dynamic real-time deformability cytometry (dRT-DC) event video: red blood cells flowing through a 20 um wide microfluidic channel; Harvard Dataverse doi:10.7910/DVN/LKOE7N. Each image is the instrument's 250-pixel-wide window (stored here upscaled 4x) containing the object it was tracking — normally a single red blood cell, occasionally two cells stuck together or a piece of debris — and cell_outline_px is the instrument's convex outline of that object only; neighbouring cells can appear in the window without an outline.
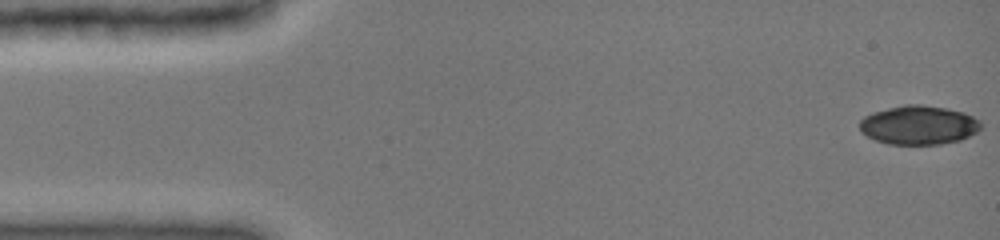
{"species": "common noctule bat (a hibernating species)", "species_latin": "Nyctalus noctula", "temperature_condition": "cold", "stored_images_in_passage": 32, "camera_frame_rate_fps": 3000, "um_per_image_px": 0.085, "animal": {"sex": "female", "body_mass_g": 19.0, "forearm_length_mm": 51.5}, "frame": {"image": 1, "passage_image": 1, "time_ms": 0.0, "image_size_px": [1000, 240], "cell_outline_px": [[980, 128], [976, 132], [960, 140], [940, 144], [888, 144], [876, 140], [860, 132], [860, 120], [864, 116], [872, 112], [904, 104], [920, 104], [944, 108], [964, 112], [980, 120]], "centroid_in_image_um": [78.06, 10.62], "position_along_channel_um": 6.9, "area_um2": 27.46}}
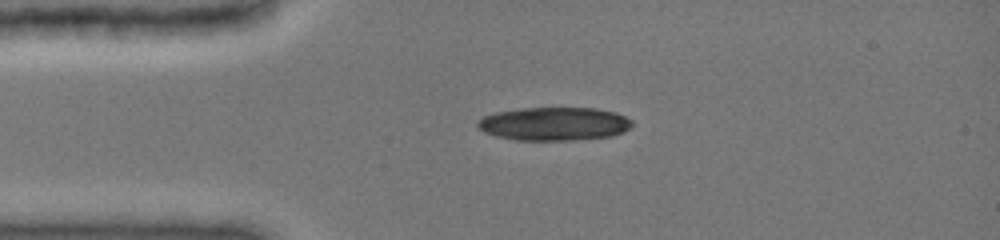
{"frame": {"image": 2, "passage_image": 21, "time_ms": 3.333, "image_size_px": [1000, 240], "cell_outline_px": [[632, 124], [624, 132], [612, 136], [572, 140], [516, 140], [496, 136], [484, 132], [476, 124], [476, 120], [484, 116], [496, 112], [520, 108], [596, 108], [616, 112], [632, 120]], "centroid_in_image_um": [47.09, 10.52], "position_along_channel_um": 37.9, "area_um2": 30.11}}